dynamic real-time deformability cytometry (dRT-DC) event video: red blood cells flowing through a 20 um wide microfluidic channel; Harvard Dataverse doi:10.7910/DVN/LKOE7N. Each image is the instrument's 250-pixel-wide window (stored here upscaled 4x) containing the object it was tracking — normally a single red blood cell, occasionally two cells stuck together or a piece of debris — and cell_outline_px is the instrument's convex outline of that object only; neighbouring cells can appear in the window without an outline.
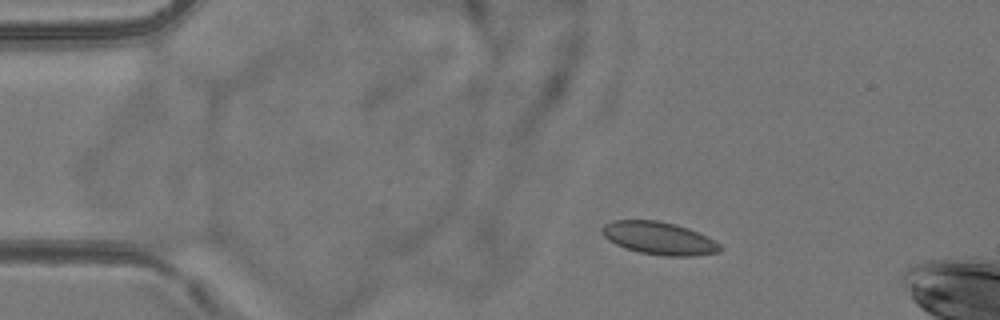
{"species": "common noctule bat (a hibernating species)", "species_latin": "Nyctalus noctula", "temperature_condition": "room temperature", "stored_images_in_passage": 9, "camera_frame_rate_fps": 3000, "um_per_image_px": 0.085, "animal": {"sex": "female", "body_mass_g": 24.6, "forearm_length_mm": 56.2}, "frame": {"image": 1, "passage_image": 3, "time_ms": 3.333, "image_size_px": [1000, 320], "cell_outline_px": [[724, 248], [720, 252], [696, 256], [664, 256], [640, 252], [624, 248], [608, 240], [600, 232], [600, 228], [604, 224], [612, 220], [656, 220], [676, 224], [688, 228], [708, 236], [720, 244]], "centroid_in_image_um": [56.03, 20.25], "position_along_channel_um": 29.0, "area_um2": 22.83}}
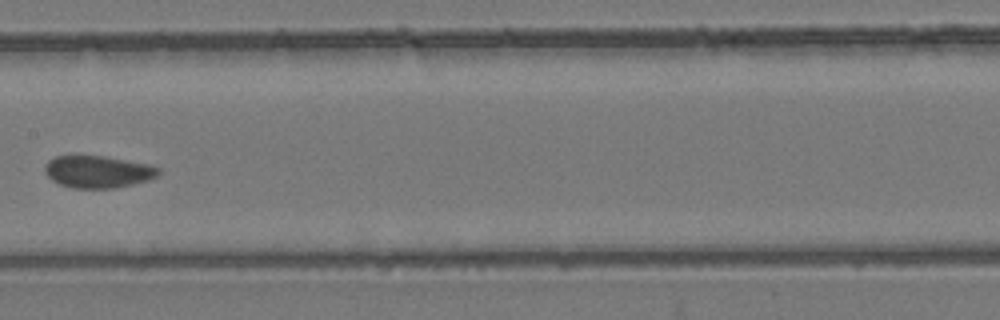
{"frame": {"image": 2, "passage_image": 8, "time_ms": 9.333, "image_size_px": [1000, 320], "cell_outline_px": [[160, 172], [156, 176], [148, 180], [116, 188], [72, 188], [60, 184], [52, 180], [44, 172], [44, 164], [48, 160], [56, 156], [104, 156], [148, 164], [160, 168]], "centroid_in_image_um": [8.3, 14.6], "position_along_channel_um": 199.1, "area_um2": 21.27}}
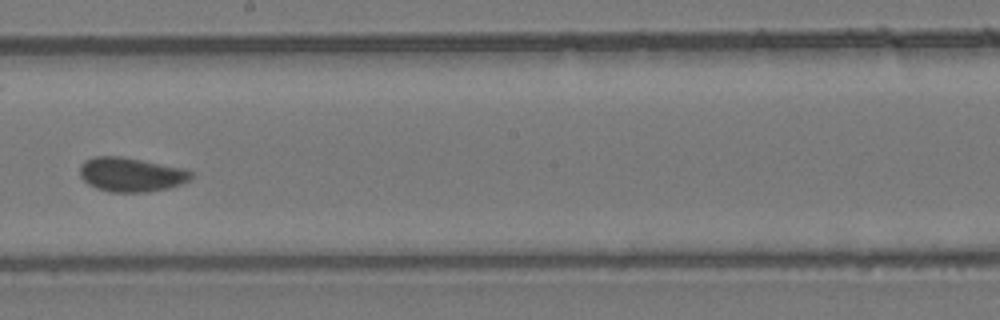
{"frame": {"image": 3, "passage_image": 9, "time_ms": 10.333, "image_size_px": [1000, 320], "cell_outline_px": [[192, 176], [188, 180], [180, 184], [168, 188], [148, 192], [108, 192], [96, 188], [88, 184], [80, 176], [80, 164], [84, 160], [96, 156], [120, 156], [180, 168], [192, 172]], "centroid_in_image_um": [11.08, 14.85], "position_along_channel_um": 237.1, "area_um2": 21.96}}